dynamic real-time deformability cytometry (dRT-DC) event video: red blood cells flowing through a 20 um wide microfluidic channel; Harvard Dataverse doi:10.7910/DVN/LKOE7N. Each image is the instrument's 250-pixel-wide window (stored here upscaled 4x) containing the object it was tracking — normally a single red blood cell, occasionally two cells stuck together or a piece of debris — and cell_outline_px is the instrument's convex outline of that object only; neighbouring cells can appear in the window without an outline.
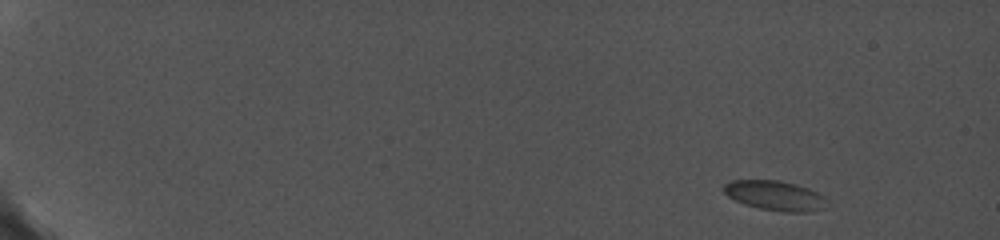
{"species": "common noctule bat (a hibernating species)", "species_latin": "Nyctalus noctula", "temperature_condition": "cold", "stored_images_in_passage": 5, "camera_frame_rate_fps": 5000, "um_per_image_px": 0.085, "animal": {"sex": "female", "body_mass_g": 19.0, "forearm_length_mm": 56.7}, "frame": {"image": 1, "passage_image": 1, "time_ms": 0.0, "image_size_px": [1000, 240], "cell_outline_px": [[828, 200], [820, 208], [808, 212], [784, 212], [760, 208], [744, 204], [728, 196], [720, 188], [724, 184], [732, 180], [780, 180], [796, 184], [808, 188], [824, 196]], "centroid_in_image_um": [65.83, 16.61], "position_along_channel_um": 19.2, "area_um2": 17.8}}